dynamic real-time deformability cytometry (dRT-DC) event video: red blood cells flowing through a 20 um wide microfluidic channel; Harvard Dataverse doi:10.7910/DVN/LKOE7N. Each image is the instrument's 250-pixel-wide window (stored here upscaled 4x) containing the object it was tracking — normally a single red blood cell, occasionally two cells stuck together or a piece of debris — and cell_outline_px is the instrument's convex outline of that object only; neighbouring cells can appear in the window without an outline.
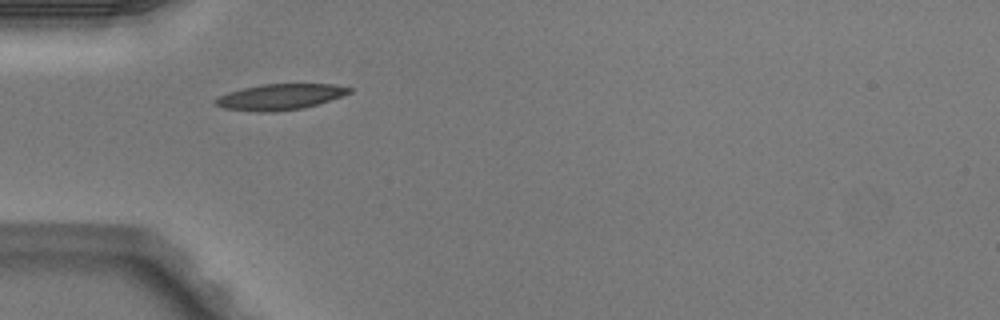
{"species": "Egyptian fruit bat (a non-hibernating species)", "species_latin": "Rousettus aegyptiacus", "temperature_condition": "warm", "stored_images_in_passage": 1, "camera_frame_rate_fps": 3000, "um_per_image_px": 0.085, "animal": {"sex": "male"}, "frame": {"image": 1, "passage_image": 1, "time_ms": 0.0, "image_size_px": [1000, 320], "cell_outline_px": [[352, 92], [304, 108], [272, 112], [256, 112], [224, 108], [216, 104], [216, 100], [220, 96], [228, 92], [244, 88], [264, 84], [332, 84], [352, 88]], "centroid_in_image_um": [23.81, 8.23], "position_along_channel_um": 61.2, "area_um2": 19.83}}